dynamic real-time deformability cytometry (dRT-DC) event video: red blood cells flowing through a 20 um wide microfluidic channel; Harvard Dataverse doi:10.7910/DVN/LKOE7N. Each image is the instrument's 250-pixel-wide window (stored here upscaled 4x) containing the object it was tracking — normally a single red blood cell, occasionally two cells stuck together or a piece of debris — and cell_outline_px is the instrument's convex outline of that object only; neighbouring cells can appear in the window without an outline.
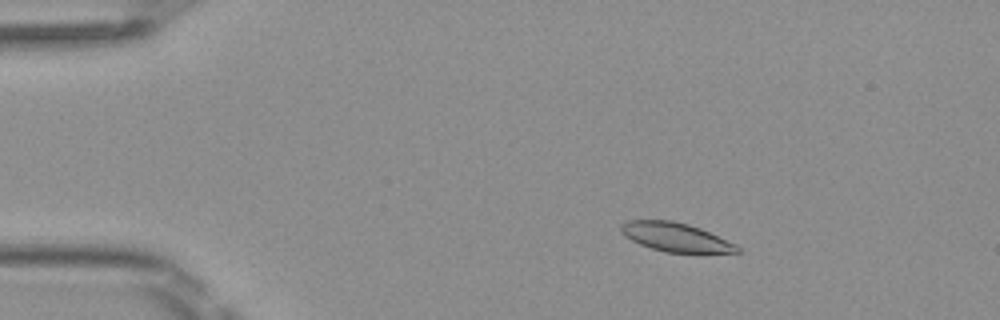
{"species": "Egyptian fruit bat (a non-hibernating species)", "species_latin": "Rousettus aegyptiacus", "temperature_condition": "room temperature", "stored_images_in_passage": 44, "camera_frame_rate_fps": 3000, "um_per_image_px": 0.085, "frame": {"image": 1, "passage_image": 2, "time_ms": 0.333, "image_size_px": [1000, 320], "cell_outline_px": [[740, 252], [664, 252], [640, 244], [624, 236], [620, 232], [620, 224], [628, 220], [672, 220], [688, 224], [700, 228], [736, 244], [740, 248]], "centroid_in_image_um": [57.38, 20.14], "position_along_channel_um": 27.6, "area_um2": 19.36}}
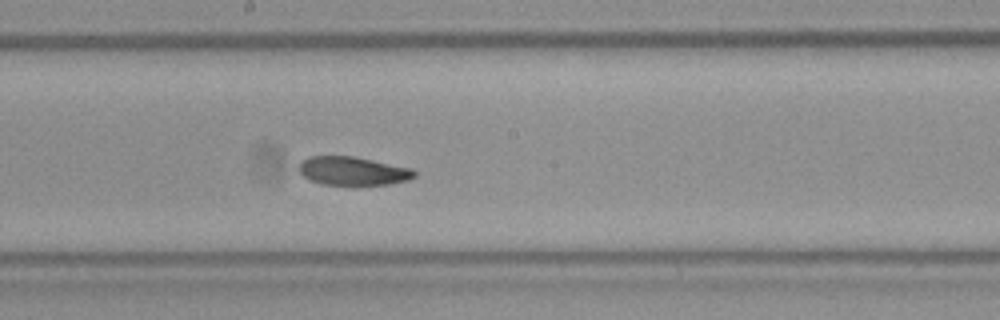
{"frame": {"image": 2, "passage_image": 21, "time_ms": 6.667, "image_size_px": [1000, 320], "cell_outline_px": [[416, 176], [408, 180], [388, 184], [320, 184], [308, 180], [300, 172], [300, 160], [308, 156], [352, 156], [412, 168], [416, 172]], "centroid_in_image_um": [29.97, 14.52], "position_along_channel_um": 218.2, "area_um2": 19.07}}
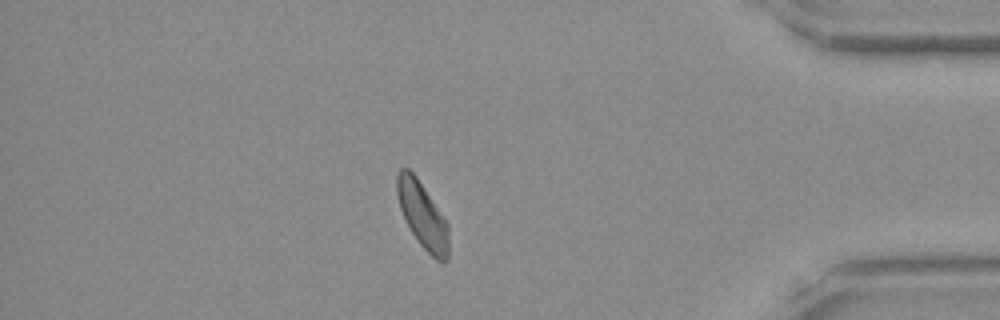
{"frame": {"image": 3, "passage_image": 37, "time_ms": 12.0, "image_size_px": [1000, 320], "cell_outline_px": [[448, 260], [444, 264], [436, 260], [420, 244], [412, 232], [400, 208], [396, 192], [396, 176], [400, 168], [408, 168], [416, 176], [448, 224]], "centroid_in_image_um": [35.91, 18.3], "position_along_channel_um": 399.3, "area_um2": 19.59}, "authors_computed_cell_mechanics": {"area_um2": 20.0855, "velocity_mm_per_s": 4.0559, "shape_relaxation_time_tau1_ms": 2.9226, "shape_relaxation_time_tau2_ms": 4.4434, "deformation_change_tau1": 0.122, "deformation_change_tau2": 0.1098}}